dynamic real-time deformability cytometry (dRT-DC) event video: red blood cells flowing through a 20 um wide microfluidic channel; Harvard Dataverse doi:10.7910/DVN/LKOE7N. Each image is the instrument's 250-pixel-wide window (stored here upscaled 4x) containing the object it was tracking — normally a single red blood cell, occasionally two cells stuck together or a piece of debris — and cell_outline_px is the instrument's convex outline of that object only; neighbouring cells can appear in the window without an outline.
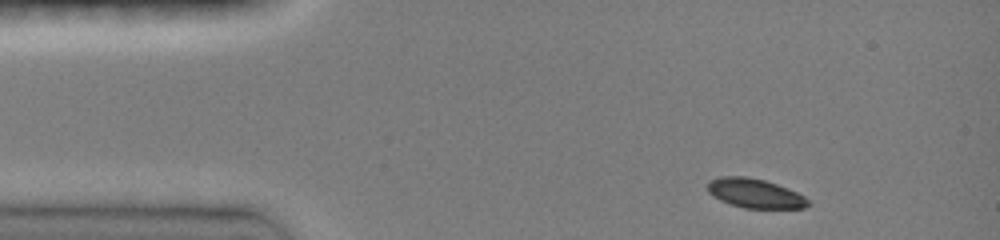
{"species": "common noctule bat (a hibernating species)", "species_latin": "Nyctalus noctula", "temperature_condition": "room temperature", "stored_images_in_passage": 10, "camera_frame_rate_fps": 3000, "um_per_image_px": 0.085, "animal": {"sex": "female", "body_mass_g": 19.0, "forearm_length_mm": 51.5}, "frame": {"image": 1, "passage_image": 1, "time_ms": 0.0, "image_size_px": [1000, 240], "cell_outline_px": [[812, 204], [804, 208], [744, 208], [720, 200], [712, 196], [708, 192], [708, 180], [720, 176], [748, 176], [764, 180], [776, 184], [796, 192], [804, 196]], "centroid_in_image_um": [64.15, 16.43], "position_along_channel_um": 20.8, "area_um2": 17.17}}
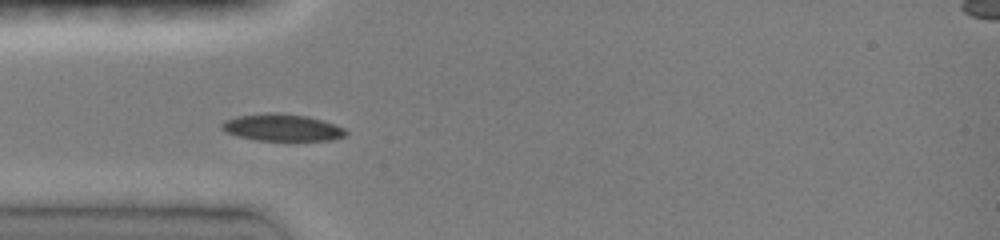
{"frame": {"image": 2, "passage_image": 7, "time_ms": 2.0, "image_size_px": [1000, 240], "cell_outline_px": [[348, 132], [344, 136], [332, 140], [256, 140], [236, 136], [220, 128], [220, 124], [224, 120], [236, 116], [268, 112], [276, 112], [308, 116], [324, 120], [344, 128]], "centroid_in_image_um": [23.96, 10.83], "position_along_channel_um": 61.0, "area_um2": 19.65}}